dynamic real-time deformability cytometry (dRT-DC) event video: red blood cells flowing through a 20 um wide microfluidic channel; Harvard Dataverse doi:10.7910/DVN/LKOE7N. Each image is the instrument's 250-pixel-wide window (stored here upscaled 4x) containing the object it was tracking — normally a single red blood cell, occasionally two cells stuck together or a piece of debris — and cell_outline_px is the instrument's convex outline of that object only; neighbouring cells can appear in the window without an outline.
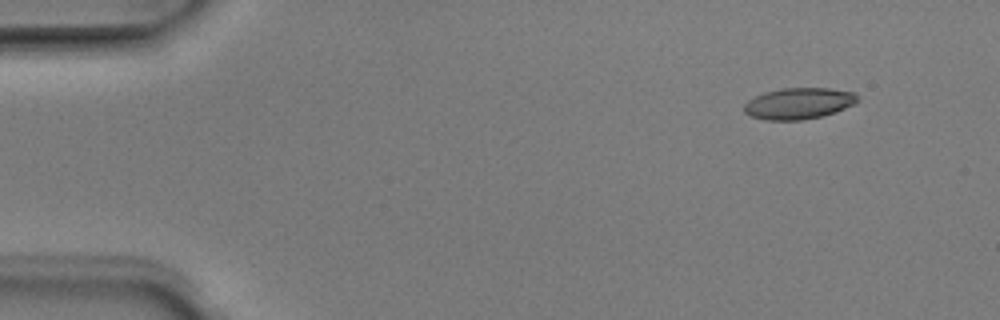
{"species": "Egyptian fruit bat (a non-hibernating species)", "species_latin": "Rousettus aegyptiacus", "temperature_condition": "room temperature", "stored_images_in_passage": 4, "camera_frame_rate_fps": 3000, "um_per_image_px": 0.085, "animal": {"sex": "male"}, "frame": {"image": 1, "passage_image": 1, "time_ms": 0.0, "image_size_px": [1000, 320], "cell_outline_px": [[856, 104], [836, 112], [820, 116], [800, 120], [764, 120], [752, 116], [744, 112], [744, 104], [748, 100], [764, 92], [784, 88], [828, 88], [856, 92]], "centroid_in_image_um": [67.89, 8.79], "position_along_channel_um": 17.1, "area_um2": 20.63}}